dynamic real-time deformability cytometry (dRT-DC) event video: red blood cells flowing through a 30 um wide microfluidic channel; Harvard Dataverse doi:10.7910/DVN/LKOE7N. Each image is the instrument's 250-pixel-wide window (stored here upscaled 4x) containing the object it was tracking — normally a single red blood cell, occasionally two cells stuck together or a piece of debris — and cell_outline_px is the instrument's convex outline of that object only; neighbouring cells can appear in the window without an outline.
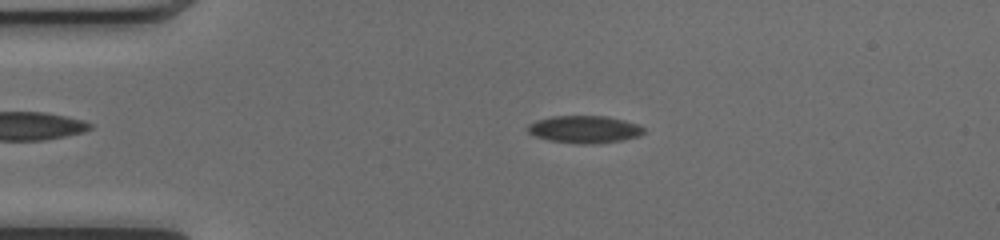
{"species": "common noctule bat (a hibernating species)", "species_latin": "Nyctalus noctula", "temperature_condition": "cold", "stored_images_in_passage": 51, "camera_frame_rate_fps": 3000, "um_per_image_px": 0.085, "animal": {"sex": "female", "body_mass_g": 17.0, "forearm_length_mm": 48.0}, "frame": {"image": 1, "passage_image": 11, "time_ms": 3.333, "image_size_px": [1000, 240], "cell_outline_px": [[644, 132], [636, 136], [620, 140], [592, 144], [580, 144], [552, 140], [536, 136], [528, 132], [528, 124], [536, 120], [552, 116], [608, 116], [624, 120], [636, 124], [644, 128]], "centroid_in_image_um": [49.66, 10.98], "position_along_channel_um": 35.3, "area_um2": 18.21}}
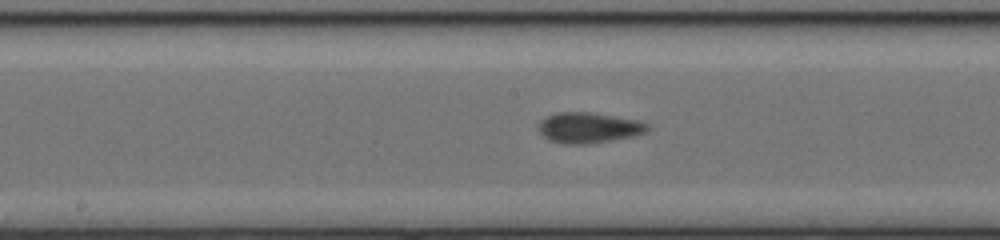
{"frame": {"image": 2, "passage_image": 26, "time_ms": 8.333, "image_size_px": [1000, 240], "cell_outline_px": [[648, 132], [636, 136], [588, 144], [564, 144], [548, 140], [540, 132], [540, 120], [544, 116], [556, 112], [592, 112], [640, 120], [648, 124]], "centroid_in_image_um": [50.06, 10.85], "position_along_channel_um": 198.1, "area_um2": 19.71}}
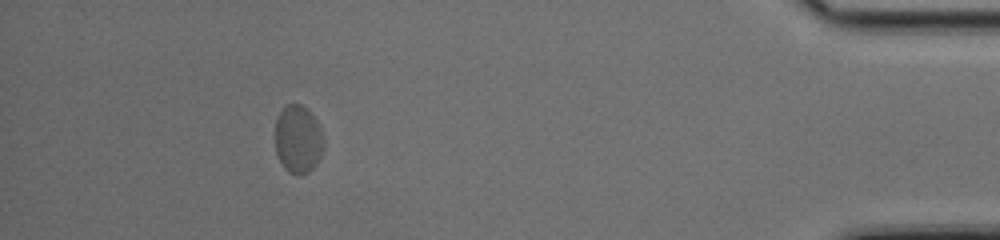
{"frame": {"image": 3, "passage_image": 46, "time_ms": 15.0, "image_size_px": [1000, 240], "cell_outline_px": [[324, 148], [316, 164], [308, 172], [300, 176], [288, 172], [284, 168], [276, 152], [276, 120], [280, 112], [288, 104], [300, 104], [316, 120], [324, 136]], "centroid_in_image_um": [25.35, 11.87], "position_along_channel_um": 409.9, "area_um2": 19.07}, "authors_computed_cell_mechanics": {"area_um2": 18.5538, "velocity_mm_per_s": 4.0697, "shape_relaxation_time_tau1_ms": 3.6428, "shape_relaxation_time_tau2_ms": 1.5368, "deformation_change_tau1": 0.074, "deformation_change_tau2": 0.064}}